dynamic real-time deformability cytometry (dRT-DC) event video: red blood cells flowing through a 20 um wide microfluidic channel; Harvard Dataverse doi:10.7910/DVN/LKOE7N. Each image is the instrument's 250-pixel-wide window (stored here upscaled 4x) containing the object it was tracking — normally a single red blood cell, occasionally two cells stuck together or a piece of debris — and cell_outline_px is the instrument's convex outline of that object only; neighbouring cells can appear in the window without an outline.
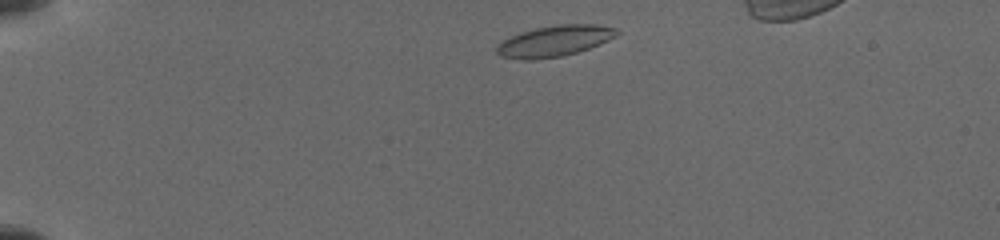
{"species": "common noctule bat (a hibernating species)", "species_latin": "Nyctalus noctula", "temperature_condition": "cold", "stored_images_in_passage": 6, "segment_of_instrument_passage": [1, 2], "camera_frame_rate_fps": 3000, "um_per_image_px": 0.085, "animal": {"sex": "female", "body_mass_g": 19.5, "forearm_length_mm": 54.1}, "frame": {"image": 1, "passage_image": 1, "time_ms": 0.0, "image_size_px": [1000, 240], "cell_outline_px": [[620, 32], [616, 36], [608, 40], [588, 48], [576, 52], [560, 56], [528, 60], [524, 60], [500, 56], [496, 52], [496, 44], [500, 40], [520, 32], [536, 28], [556, 24], [596, 24], [616, 28]], "centroid_in_image_um": [47.08, 3.47], "position_along_channel_um": 37.9, "area_um2": 21.68}}
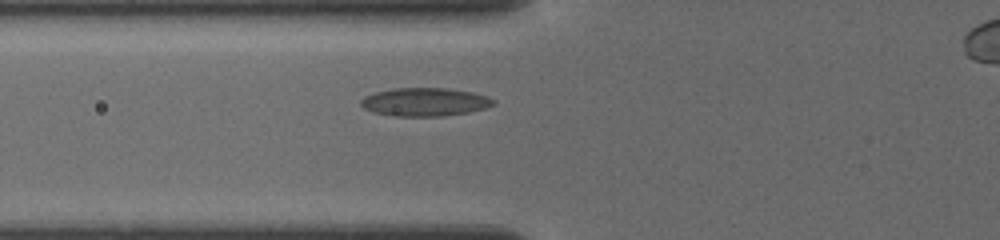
{"frame": {"image": 2, "passage_image": 5, "time_ms": 3.0, "image_size_px": [1000, 240], "cell_outline_px": [[496, 100], [492, 104], [484, 108], [468, 112], [440, 116], [396, 116], [376, 112], [364, 108], [360, 104], [360, 100], [364, 96], [376, 92], [392, 88], [448, 88], [472, 92]], "centroid_in_image_um": [36.07, 8.66], "position_along_channel_um": 89.7, "area_um2": 21.56}}